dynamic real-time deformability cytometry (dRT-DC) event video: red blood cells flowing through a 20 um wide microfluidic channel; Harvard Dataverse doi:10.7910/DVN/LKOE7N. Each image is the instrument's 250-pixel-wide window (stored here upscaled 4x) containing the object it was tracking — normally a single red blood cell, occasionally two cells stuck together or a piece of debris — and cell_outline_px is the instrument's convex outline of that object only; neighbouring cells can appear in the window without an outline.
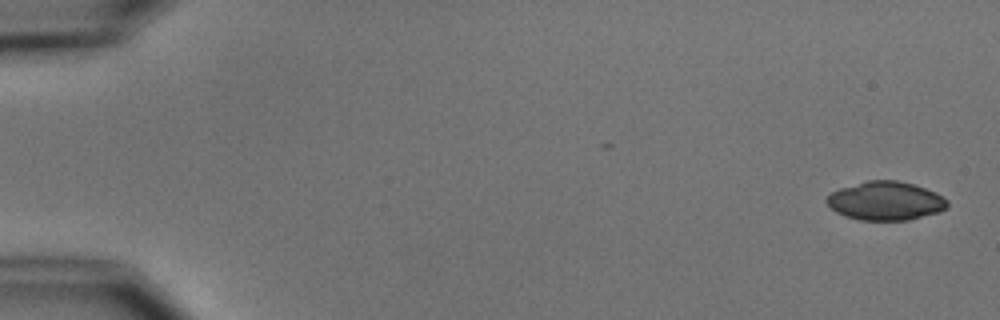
{"species": "common noctule bat (a hibernating species)", "species_latin": "Nyctalus noctula", "temperature_condition": "cold", "stored_images_in_passage": 5, "camera_frame_rate_fps": 3000, "um_per_image_px": 0.085, "animal": {"sex": "male", "body_mass_g": 15.6}, "frame": {"image": 1, "passage_image": 1, "time_ms": 0.0, "image_size_px": [1000, 320], "cell_outline_px": [[948, 208], [940, 212], [908, 220], [860, 220], [844, 216], [836, 212], [824, 200], [832, 192], [840, 188], [868, 180], [896, 180], [912, 184], [936, 192], [948, 200]], "centroid_in_image_um": [75.29, 17.08], "position_along_channel_um": 9.7, "area_um2": 27.22}}
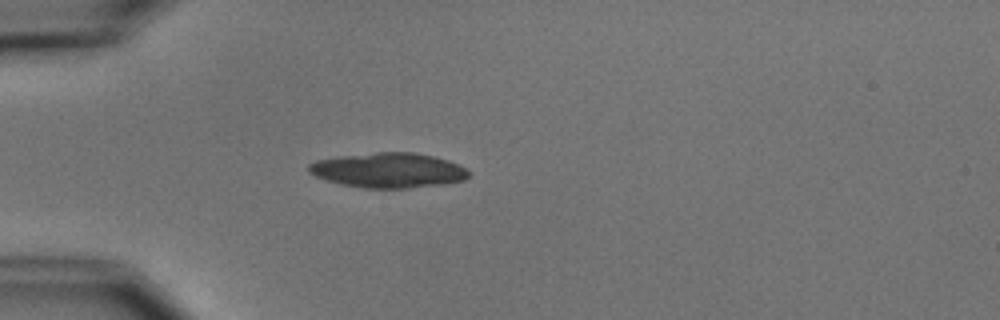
{"frame": {"image": 2, "passage_image": 5, "time_ms": 4.667, "image_size_px": [1000, 320], "cell_outline_px": [[472, 172], [464, 180], [444, 184], [408, 188], [364, 188], [344, 184], [328, 180], [316, 176], [308, 172], [308, 164], [316, 160], [340, 156], [376, 152], [412, 152], [436, 156], [460, 164], [468, 168]], "centroid_in_image_um": [33.08, 14.46], "position_along_channel_um": 51.9, "area_um2": 32.71}}